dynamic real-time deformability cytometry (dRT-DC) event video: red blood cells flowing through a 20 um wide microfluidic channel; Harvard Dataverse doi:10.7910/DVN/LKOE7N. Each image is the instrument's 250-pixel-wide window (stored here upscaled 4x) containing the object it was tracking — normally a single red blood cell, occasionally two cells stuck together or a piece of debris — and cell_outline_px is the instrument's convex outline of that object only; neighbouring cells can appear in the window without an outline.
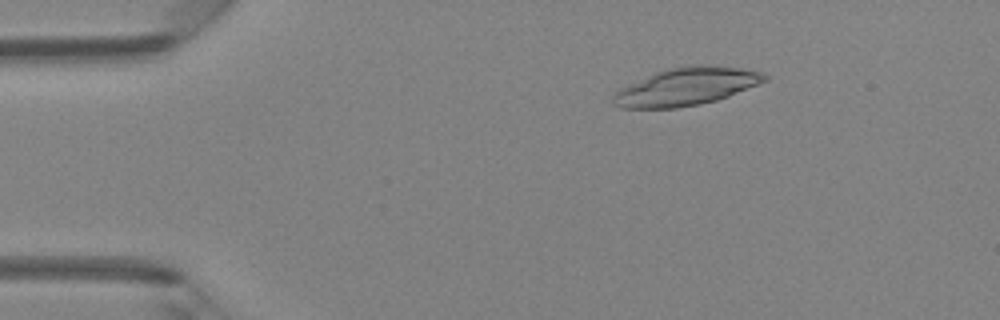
{"species": "Egyptian fruit bat (a non-hibernating species)", "species_latin": "Rousettus aegyptiacus", "temperature_condition": "room temperature", "stored_images_in_passage": 45, "camera_frame_rate_fps": 3000, "um_per_image_px": 0.085, "animal": {"sex": "female"}, "frame": {"image": 1, "passage_image": 5, "time_ms": 1.333, "image_size_px": [1000, 320], "cell_outline_px": [[768, 80], [728, 96], [716, 100], [700, 104], [676, 108], [620, 108], [612, 104], [612, 96], [620, 88], [628, 84], [656, 72], [668, 68], [692, 64], [708, 64], [740, 68], [764, 72], [768, 76]], "centroid_in_image_um": [58.33, 7.35], "position_along_channel_um": 26.7, "area_um2": 33.41}}
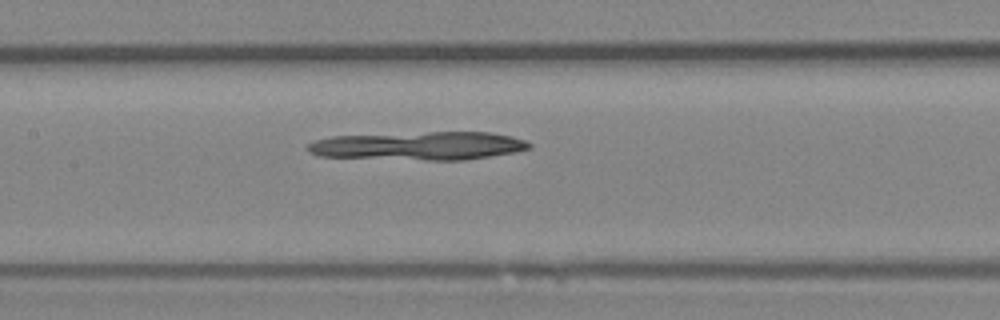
{"frame": {"image": 2, "passage_image": 20, "time_ms": 6.333, "image_size_px": [1000, 320], "cell_outline_px": [[532, 148], [516, 152], [464, 160], [424, 160], [320, 156], [308, 152], [304, 148], [308, 144], [316, 140], [332, 136], [428, 132], [492, 132], [512, 136], [524, 140], [532, 144]], "centroid_in_image_um": [35.63, 12.39], "position_along_channel_um": 171.8, "area_um2": 36.7}}
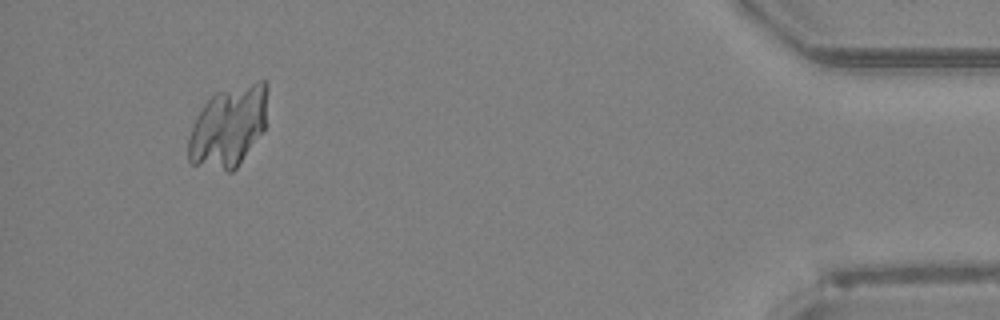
{"frame": {"image": 3, "passage_image": 42, "time_ms": 13.667, "image_size_px": [1000, 320], "cell_outline_px": [[268, 88], [264, 128], [236, 168], [232, 172], [228, 172], [192, 164], [188, 160], [188, 140], [196, 116], [204, 104], [216, 92], [256, 80], [264, 80], [268, 84]], "centroid_in_image_um": [19.41, 10.73], "position_along_channel_um": 415.8, "area_um2": 37.22}}